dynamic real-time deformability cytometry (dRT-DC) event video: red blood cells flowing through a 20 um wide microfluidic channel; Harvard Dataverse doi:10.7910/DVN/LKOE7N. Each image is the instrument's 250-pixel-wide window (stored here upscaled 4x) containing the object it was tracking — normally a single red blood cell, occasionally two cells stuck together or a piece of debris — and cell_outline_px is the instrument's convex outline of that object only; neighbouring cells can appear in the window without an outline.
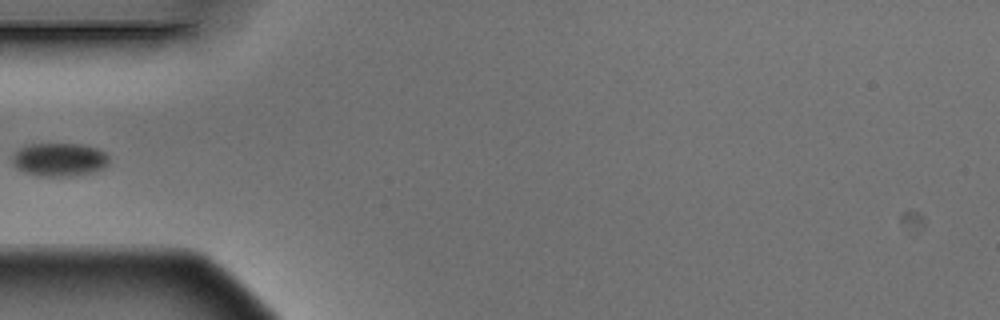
{"species": "Egyptian fruit bat (a non-hibernating species)", "species_latin": "Rousettus aegyptiacus", "temperature_condition": "warm", "stored_images_in_passage": 5, "camera_frame_rate_fps": 3000, "um_per_image_px": 0.085, "animal": {"sex": "male"}, "frame": {"image": 1, "passage_image": 5, "time_ms": 1.333, "image_size_px": [1000, 320], "cell_outline_px": [[108, 164], [104, 168], [96, 172], [72, 176], [36, 176], [24, 172], [16, 168], [12, 164], [12, 156], [20, 148], [28, 144], [80, 144], [96, 148], [104, 152], [108, 156]], "centroid_in_image_um": [5.04, 13.58], "position_along_channel_um": 80.0, "area_um2": 18.96}}